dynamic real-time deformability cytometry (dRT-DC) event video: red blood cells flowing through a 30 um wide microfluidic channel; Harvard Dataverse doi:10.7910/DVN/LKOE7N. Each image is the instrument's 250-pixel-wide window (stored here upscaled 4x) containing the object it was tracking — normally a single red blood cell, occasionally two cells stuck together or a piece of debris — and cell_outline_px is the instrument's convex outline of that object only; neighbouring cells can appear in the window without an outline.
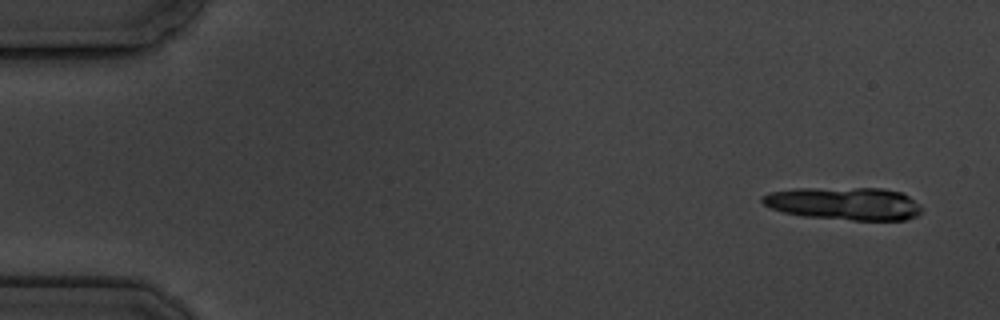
{"species": "common noctule bat (a hibernating species)", "species_latin": "Nyctalus noctula", "temperature_condition": "cold", "stored_images_in_passage": 6, "camera_frame_rate_fps": 3000, "um_per_image_px": 0.085, "animal": {"sex": "male", "body_mass_g": 19.5, "forearm_length_mm": 54.6}, "frame": {"image": 1, "passage_image": 1, "time_ms": 0.0, "image_size_px": [1000, 320], "cell_outline_px": [[924, 208], [916, 216], [904, 220], [852, 220], [804, 216], [784, 212], [772, 208], [764, 204], [760, 200], [760, 196], [768, 192], [796, 188], [880, 188], [900, 192], [908, 196], [920, 204]], "centroid_in_image_um": [71.75, 17.29], "position_along_channel_um": 13.2, "area_um2": 30.58}}